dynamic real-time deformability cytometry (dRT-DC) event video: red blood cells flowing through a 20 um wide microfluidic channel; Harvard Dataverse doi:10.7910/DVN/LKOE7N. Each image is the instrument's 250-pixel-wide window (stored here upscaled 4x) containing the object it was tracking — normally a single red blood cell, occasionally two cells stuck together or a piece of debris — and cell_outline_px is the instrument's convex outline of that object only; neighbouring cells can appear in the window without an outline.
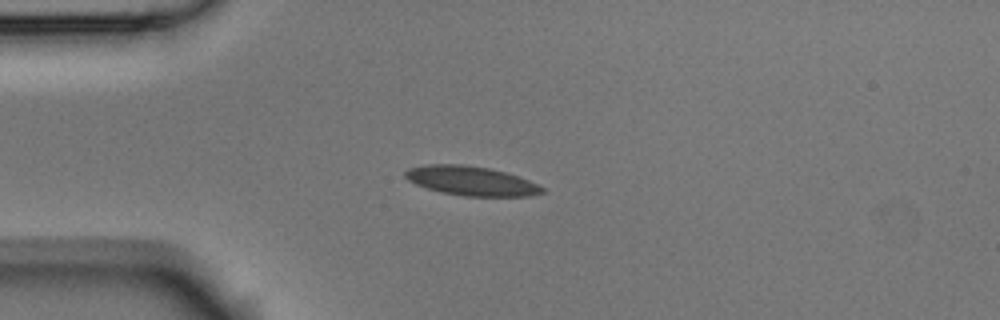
{"species": "Egyptian fruit bat (a non-hibernating species)", "species_latin": "Rousettus aegyptiacus", "temperature_condition": "room temperature", "stored_images_in_passage": 8, "camera_frame_rate_fps": 3000, "um_per_image_px": 0.085, "animal": {"sex": "male"}, "frame": {"image": 1, "passage_image": 3, "time_ms": 0.667, "image_size_px": [1000, 320], "cell_outline_px": [[544, 192], [532, 196], [464, 196], [440, 192], [416, 184], [408, 180], [404, 176], [404, 172], [408, 168], [428, 164], [464, 164], [488, 168], [504, 172], [528, 180], [544, 188]], "centroid_in_image_um": [40.02, 15.37], "position_along_channel_um": 45.0, "area_um2": 23.24}}
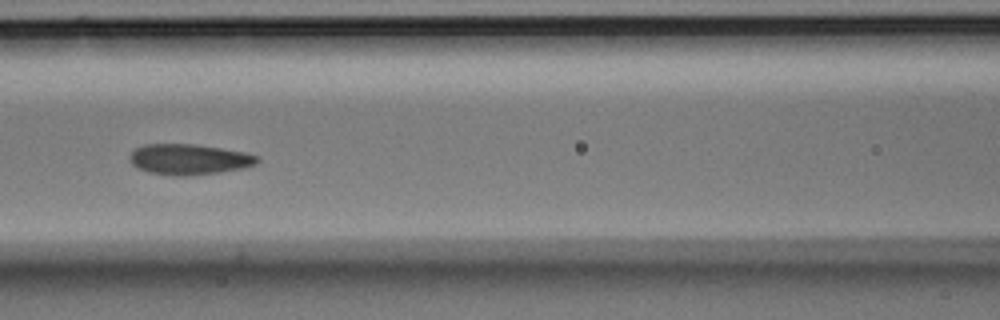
{"frame": {"image": 2, "passage_image": 6, "time_ms": 1.667, "image_size_px": [1000, 320], "cell_outline_px": [[260, 160], [256, 164], [244, 168], [220, 172], [188, 176], [172, 176], [148, 172], [136, 168], [132, 164], [128, 156], [136, 148], [144, 144], [192, 144], [220, 148], [244, 152], [260, 156]], "centroid_in_image_um": [16.06, 13.55], "position_along_channel_um": 150.5, "area_um2": 22.95}}
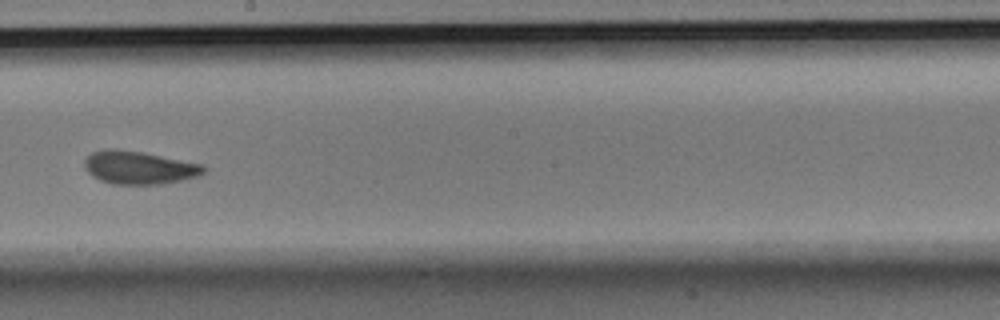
{"frame": {"image": 3, "passage_image": 8, "time_ms": 2.333, "image_size_px": [1000, 320], "cell_outline_px": [[208, 168], [204, 172], [196, 176], [180, 180], [160, 184], [112, 184], [100, 180], [92, 176], [84, 168], [84, 160], [92, 152], [104, 148], [116, 148], [144, 152], [204, 164]], "centroid_in_image_um": [11.8, 14.22], "position_along_channel_um": 236.4, "area_um2": 23.18}}